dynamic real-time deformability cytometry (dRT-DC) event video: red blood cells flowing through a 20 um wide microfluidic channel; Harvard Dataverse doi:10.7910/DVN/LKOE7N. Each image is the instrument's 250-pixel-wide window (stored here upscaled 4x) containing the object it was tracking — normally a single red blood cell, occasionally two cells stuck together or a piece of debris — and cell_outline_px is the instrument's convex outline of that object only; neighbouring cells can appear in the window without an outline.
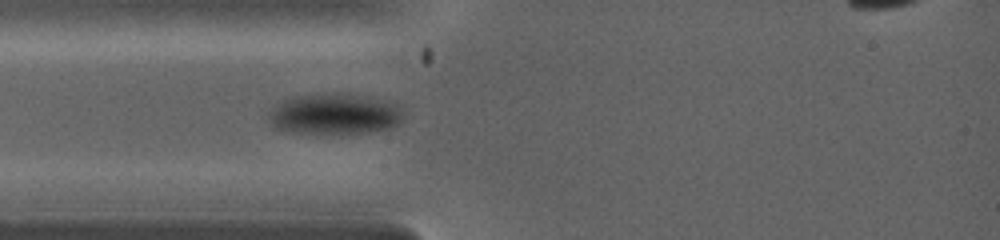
{"species": "common noctule bat (a hibernating species)", "species_latin": "Nyctalus noctula", "temperature_condition": "warm", "stored_images_in_passage": 11, "camera_frame_rate_fps": 5000, "um_per_image_px": 0.085, "animal": {"sex": "female", "body_mass_g": 19.0, "forearm_length_mm": 53.3}, "frame": {"image": 1, "passage_image": 3, "time_ms": 1.2, "image_size_px": [1000, 240], "cell_outline_px": [[400, 120], [396, 124], [388, 128], [368, 132], [292, 132], [276, 128], [272, 124], [268, 116], [268, 112], [284, 100], [292, 96], [336, 92], [396, 104], [400, 108]], "centroid_in_image_um": [28.35, 9.68], "position_along_channel_um": 56.6, "area_um2": 30.87}}
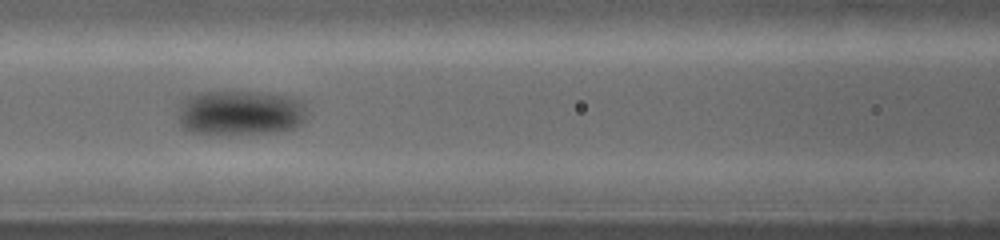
{"frame": {"image": 2, "passage_image": 9, "time_ms": 2.8, "image_size_px": [1000, 240], "cell_outline_px": [[304, 120], [300, 124], [292, 128], [276, 132], [232, 136], [208, 136], [188, 132], [180, 128], [180, 104], [188, 96], [200, 92], [252, 92], [284, 96], [300, 100], [304, 104]], "centroid_in_image_um": [20.33, 9.65], "position_along_channel_um": 146.3, "area_um2": 34.39}}
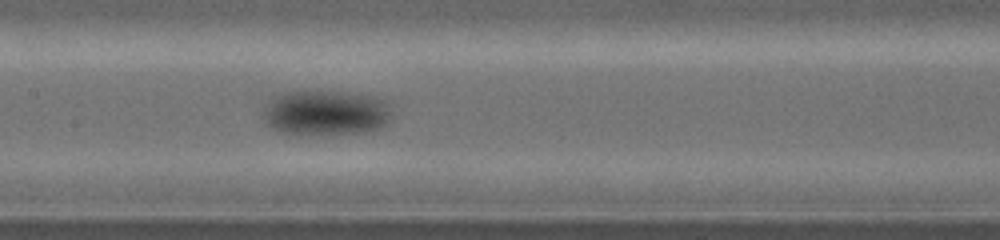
{"frame": {"image": 3, "passage_image": 11, "time_ms": 3.4, "image_size_px": [1000, 240], "cell_outline_px": [[392, 116], [388, 124], [380, 128], [360, 132], [280, 132], [272, 128], [260, 116], [264, 108], [276, 96], [288, 92], [340, 92], [368, 96], [384, 100], [388, 104]], "centroid_in_image_um": [27.71, 9.57], "position_along_channel_um": 179.7, "area_um2": 32.66}}